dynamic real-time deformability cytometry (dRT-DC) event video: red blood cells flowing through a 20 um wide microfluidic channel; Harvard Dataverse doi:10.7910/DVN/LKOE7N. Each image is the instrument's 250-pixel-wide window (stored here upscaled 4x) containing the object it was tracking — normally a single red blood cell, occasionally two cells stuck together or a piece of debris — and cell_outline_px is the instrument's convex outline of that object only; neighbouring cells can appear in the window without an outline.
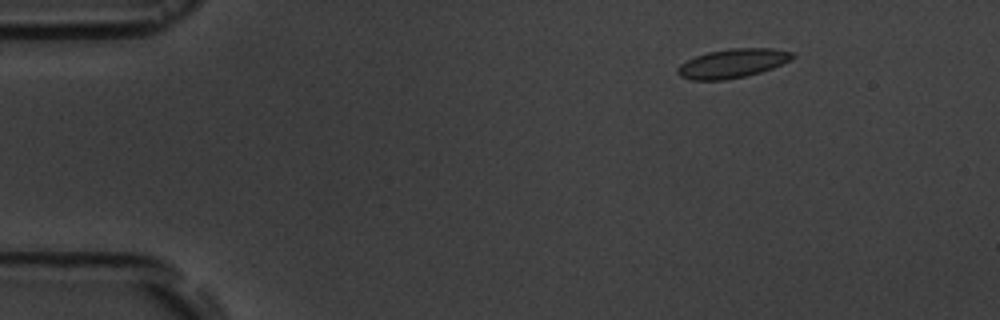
{"species": "common noctule bat (a hibernating species)", "species_latin": "Nyctalus noctula", "temperature_condition": "room temperature", "stored_images_in_passage": 5, "camera_frame_rate_fps": 3000, "um_per_image_px": 0.085, "animal": {"sex": "male", "body_mass_g": 19.5, "forearm_length_mm": 54.6}, "frame": {"image": 1, "passage_image": 3, "time_ms": 2.333, "image_size_px": [1000, 320], "cell_outline_px": [[796, 56], [792, 60], [772, 68], [760, 72], [744, 76], [724, 80], [692, 80], [680, 76], [676, 72], [676, 68], [680, 64], [696, 56], [708, 52], [732, 48], [772, 48], [792, 52]], "centroid_in_image_um": [62.27, 5.38], "position_along_channel_um": 22.7, "area_um2": 19.36}}
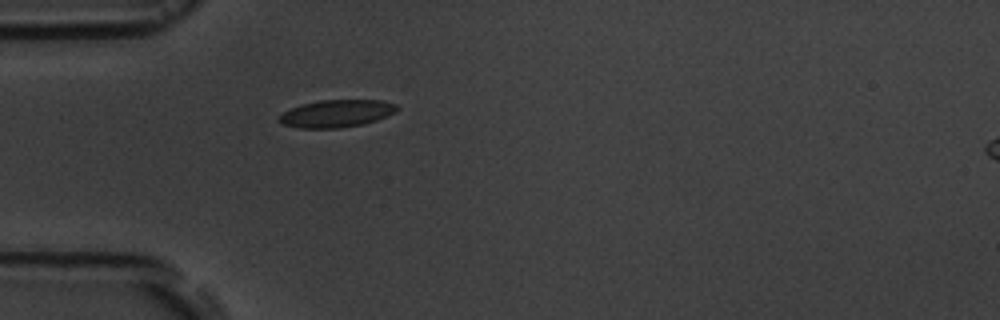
{"frame": {"image": 2, "passage_image": 5, "time_ms": 5.333, "image_size_px": [1000, 320], "cell_outline_px": [[400, 108], [396, 112], [376, 120], [364, 124], [340, 128], [296, 128], [284, 124], [276, 120], [284, 112], [292, 108], [304, 104], [320, 100], [384, 100], [396, 104]], "centroid_in_image_um": [28.64, 9.65], "position_along_channel_um": 56.4, "area_um2": 18.84}}